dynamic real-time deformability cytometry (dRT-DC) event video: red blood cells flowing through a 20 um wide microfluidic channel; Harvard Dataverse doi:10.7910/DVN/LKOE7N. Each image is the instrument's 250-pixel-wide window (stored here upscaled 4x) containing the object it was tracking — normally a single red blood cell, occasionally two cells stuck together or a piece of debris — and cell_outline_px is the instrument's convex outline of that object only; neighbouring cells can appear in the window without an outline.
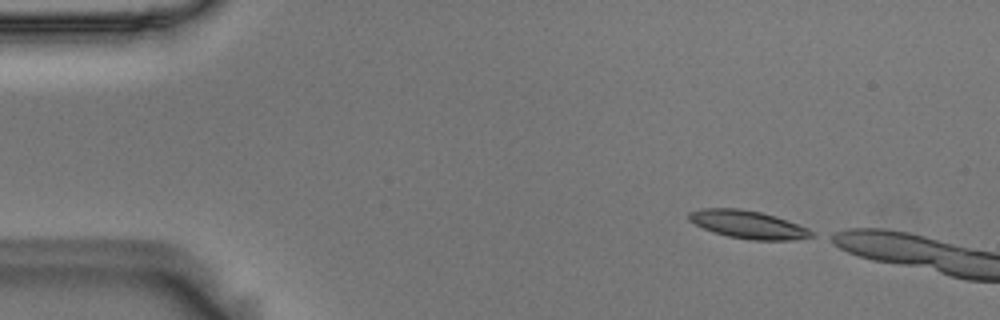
{"species": "Egyptian fruit bat (a non-hibernating species)", "species_latin": "Rousettus aegyptiacus", "temperature_condition": "room temperature", "stored_images_in_passage": 4, "camera_frame_rate_fps": 3000, "um_per_image_px": 0.085, "animal": {"sex": "male"}, "frame": {"image": 1, "passage_image": 1, "time_ms": 0.0, "image_size_px": [1000, 320], "cell_outline_px": [[816, 236], [792, 240], [748, 240], [728, 236], [704, 228], [688, 220], [688, 212], [704, 208], [740, 208], [760, 212], [776, 216], [808, 228]], "centroid_in_image_um": [63.6, 19.08], "position_along_channel_um": 21.4, "area_um2": 19.88}}